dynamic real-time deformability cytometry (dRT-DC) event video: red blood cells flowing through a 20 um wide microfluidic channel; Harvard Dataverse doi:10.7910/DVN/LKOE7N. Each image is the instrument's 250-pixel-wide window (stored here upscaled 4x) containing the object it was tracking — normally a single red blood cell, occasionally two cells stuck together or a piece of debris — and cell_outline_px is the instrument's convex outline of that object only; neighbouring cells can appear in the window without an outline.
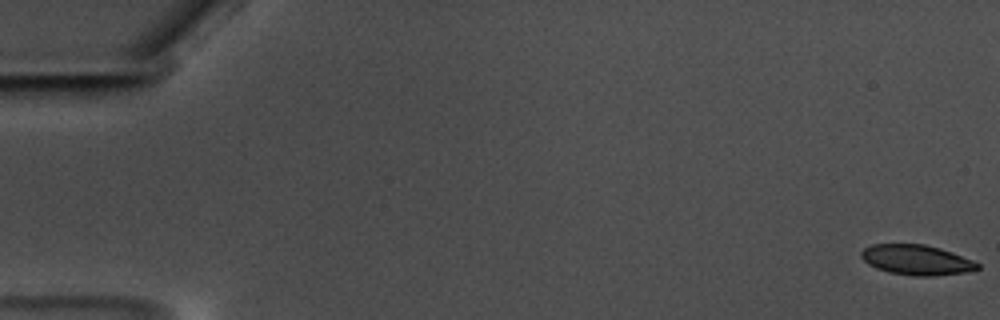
{"species": "common noctule bat (a hibernating species)", "species_latin": "Nyctalus noctula", "temperature_condition": "warm", "stored_images_in_passage": 60, "camera_frame_rate_fps": 3000, "um_per_image_px": 0.085, "animal": {"sex": "male", "body_mass_g": 17.5, "forearm_length_mm": 52.3}, "frame": {"image": 1, "passage_image": 1, "time_ms": 0.0, "image_size_px": [1000, 320], "cell_outline_px": [[980, 268], [964, 272], [932, 276], [912, 276], [888, 272], [876, 268], [868, 264], [860, 256], [860, 252], [864, 248], [872, 244], [924, 244], [940, 248], [952, 252], [972, 260], [980, 264]], "centroid_in_image_um": [77.88, 22.09], "position_along_channel_um": 7.1, "area_um2": 20.4}}
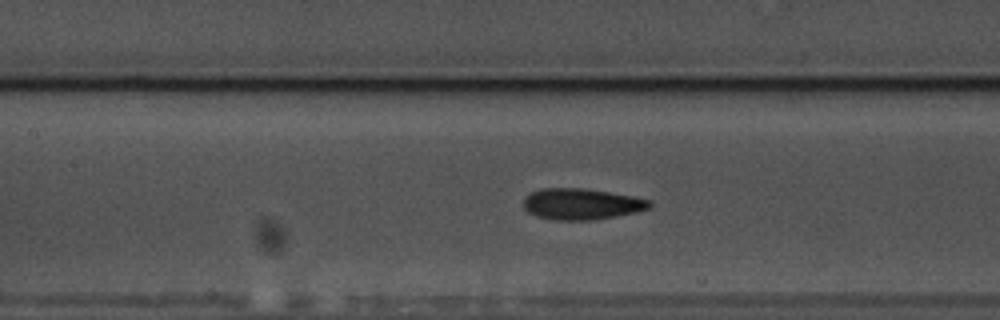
{"frame": {"image": 2, "passage_image": 28, "time_ms": 9.0, "image_size_px": [1000, 320], "cell_outline_px": [[652, 204], [648, 208], [636, 212], [616, 216], [592, 220], [556, 220], [536, 216], [528, 212], [524, 208], [524, 196], [528, 192], [540, 188], [584, 188], [632, 196], [652, 200]], "centroid_in_image_um": [49.39, 17.33], "position_along_channel_um": 158.0, "area_um2": 23.0}}
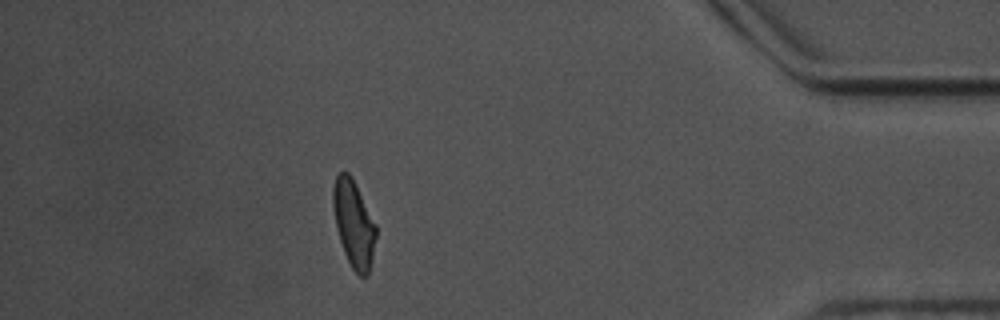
{"frame": {"image": 3, "passage_image": 53, "time_ms": 17.333, "image_size_px": [1000, 320], "cell_outline_px": [[376, 236], [368, 276], [360, 276], [352, 268], [344, 252], [336, 228], [332, 204], [332, 188], [336, 176], [340, 172], [348, 172], [352, 176], [376, 224]], "centroid_in_image_um": [30.05, 18.98], "position_along_channel_um": 405.1, "area_um2": 21.68}, "authors_computed_cell_mechanics": {"area_um2": 22.0507, "velocity_mm_per_s": 3.5029, "shape_relaxation_time_tau1_ms": 3.7038, "shape_relaxation_time_tau2_ms": 1.4581, "deformation_change_tau1": 0.1284, "deformation_change_tau2": 0.0672}}